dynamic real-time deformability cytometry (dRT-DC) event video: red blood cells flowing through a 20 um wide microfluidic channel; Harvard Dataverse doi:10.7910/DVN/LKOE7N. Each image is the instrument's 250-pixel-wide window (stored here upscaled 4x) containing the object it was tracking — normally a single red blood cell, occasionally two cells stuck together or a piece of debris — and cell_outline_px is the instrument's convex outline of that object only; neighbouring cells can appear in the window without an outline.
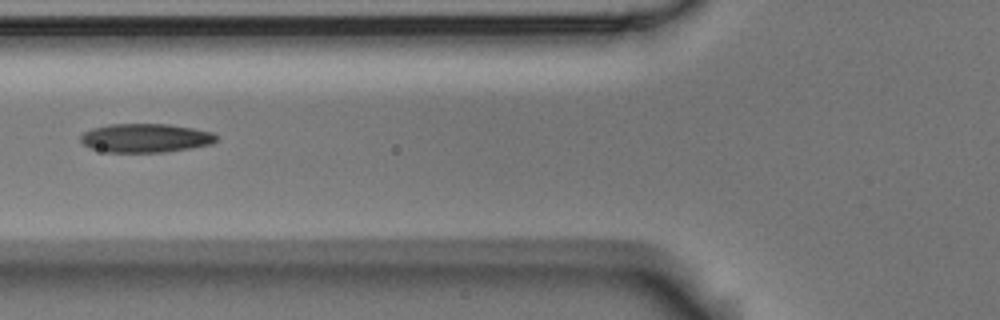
{"species": "Egyptian fruit bat (a non-hibernating species)", "species_latin": "Rousettus aegyptiacus", "temperature_condition": "room temperature", "stored_images_in_passage": 6, "camera_frame_rate_fps": 3000, "um_per_image_px": 0.085, "animal": {"sex": "male"}, "frame": {"image": 1, "passage_image": 6, "time_ms": 1.667, "image_size_px": [1000, 320], "cell_outline_px": [[216, 140], [212, 144], [164, 152], [108, 152], [88, 148], [80, 140], [80, 136], [84, 132], [92, 128], [108, 124], [168, 124], [192, 128], [212, 132], [216, 136]], "centroid_in_image_um": [12.33, 11.73], "position_along_channel_um": 113.5, "area_um2": 22.72}}